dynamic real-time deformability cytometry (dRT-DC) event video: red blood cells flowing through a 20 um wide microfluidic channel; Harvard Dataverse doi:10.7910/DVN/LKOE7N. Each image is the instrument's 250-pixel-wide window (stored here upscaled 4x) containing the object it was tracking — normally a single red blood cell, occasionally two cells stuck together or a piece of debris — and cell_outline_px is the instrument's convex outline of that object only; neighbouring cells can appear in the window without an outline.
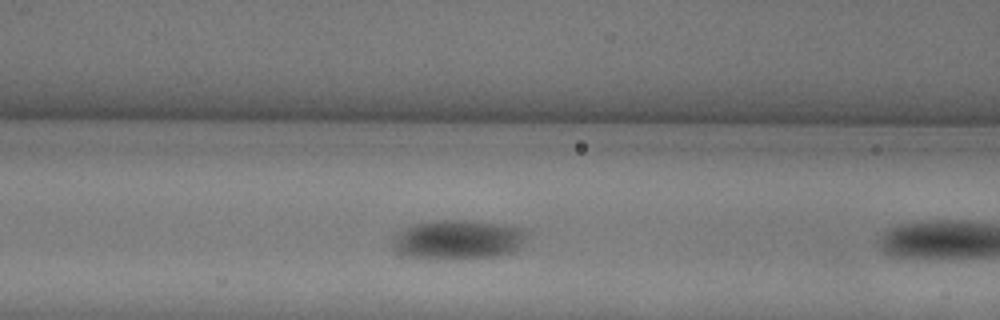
{"species": "common noctule bat (a hibernating species)", "species_latin": "Nyctalus noctula", "temperature_condition": "warm", "stored_images_in_passage": 4, "camera_frame_rate_fps": 3000, "um_per_image_px": 0.085, "animal": {"sex": "female"}, "frame": {"image": 1, "passage_image": 3, "time_ms": 0.667, "image_size_px": [1000, 320], "cell_outline_px": [[528, 236], [512, 252], [496, 256], [444, 260], [440, 260], [400, 256], [392, 248], [396, 236], [404, 228], [412, 224], [436, 220], [464, 220], [496, 224], [520, 228], [528, 232]], "centroid_in_image_um": [38.86, 20.39], "position_along_channel_um": 127.7, "area_um2": 30.87}}